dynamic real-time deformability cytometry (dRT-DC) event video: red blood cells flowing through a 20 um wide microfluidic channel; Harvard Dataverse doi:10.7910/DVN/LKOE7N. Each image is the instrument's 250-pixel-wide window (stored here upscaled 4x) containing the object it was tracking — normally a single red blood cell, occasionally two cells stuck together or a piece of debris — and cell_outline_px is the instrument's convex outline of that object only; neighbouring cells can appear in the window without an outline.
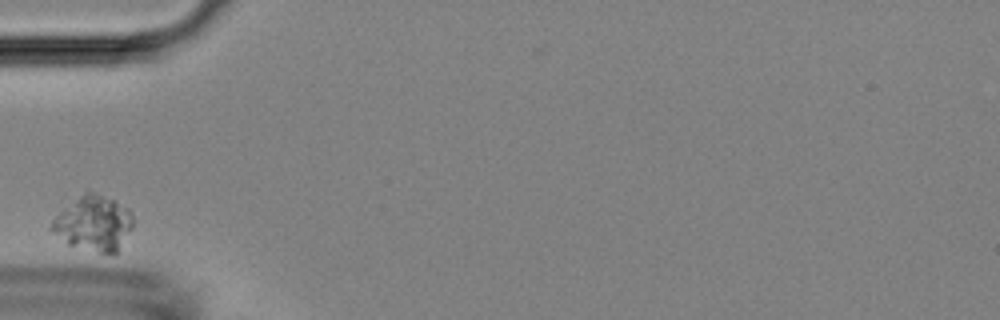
{"species": "Egyptian fruit bat (a non-hibernating species)", "species_latin": "Rousettus aegyptiacus", "temperature_condition": "room temperature", "stored_images_in_passage": 1, "camera_frame_rate_fps": 3000, "um_per_image_px": 0.085, "animal": {"sex": "female"}, "frame": {"image": 1, "passage_image": 1, "time_ms": 0.0, "image_size_px": [1000, 320], "cell_outline_px": [[132, 228], [116, 252], [100, 252], [68, 244], [52, 232], [48, 228], [52, 220], [64, 208], [84, 192], [92, 192], [116, 200], [128, 208], [132, 216]], "centroid_in_image_um": [7.94, 18.96], "position_along_channel_um": 77.1, "area_um2": 25.55}}